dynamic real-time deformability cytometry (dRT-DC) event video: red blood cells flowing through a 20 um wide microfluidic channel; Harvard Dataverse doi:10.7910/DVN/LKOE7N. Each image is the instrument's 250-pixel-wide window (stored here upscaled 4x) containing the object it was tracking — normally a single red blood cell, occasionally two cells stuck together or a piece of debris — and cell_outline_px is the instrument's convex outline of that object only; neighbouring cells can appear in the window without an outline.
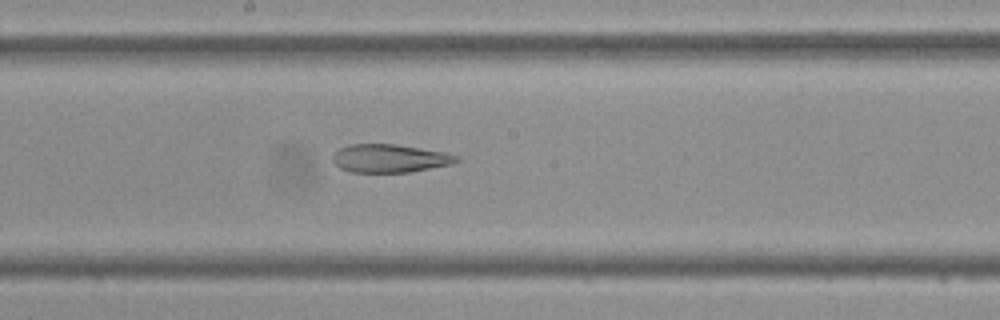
{"species": "Egyptian fruit bat (a non-hibernating species)", "species_latin": "Rousettus aegyptiacus", "temperature_condition": "cold", "stored_images_in_passage": 31, "camera_frame_rate_fps": 3000, "um_per_image_px": 0.085, "frame": {"image": 1, "passage_image": 14, "time_ms": 4.333, "image_size_px": [1000, 320], "cell_outline_px": [[460, 160], [452, 164], [408, 172], [352, 172], [340, 168], [332, 160], [332, 156], [340, 148], [348, 144], [396, 144], [444, 152], [460, 156]], "centroid_in_image_um": [33.13, 13.45], "position_along_channel_um": 215.1, "area_um2": 20.29}}